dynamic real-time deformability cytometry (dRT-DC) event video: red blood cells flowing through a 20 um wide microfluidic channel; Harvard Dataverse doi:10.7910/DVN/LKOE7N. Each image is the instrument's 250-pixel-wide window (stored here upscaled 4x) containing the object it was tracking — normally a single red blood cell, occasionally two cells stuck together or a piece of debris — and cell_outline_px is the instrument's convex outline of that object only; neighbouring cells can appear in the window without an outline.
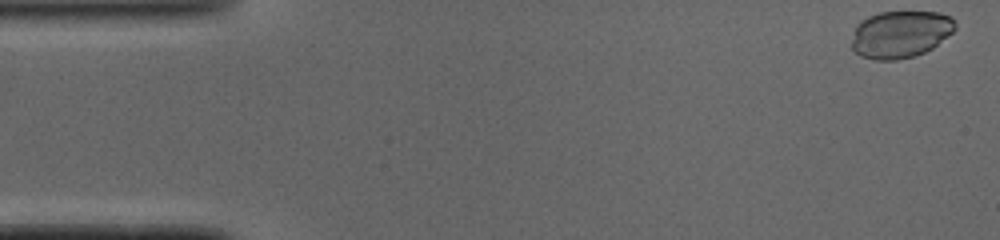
{"species": "common noctule bat (a hibernating species)", "species_latin": "Nyctalus noctula", "temperature_condition": "cold", "stored_images_in_passage": 48, "camera_frame_rate_fps": 3000, "um_per_image_px": 0.085, "animal": {"sex": "male", "body_mass_g": 19.0, "forearm_length_mm": 50.8}, "frame": {"image": 1, "passage_image": 1, "time_ms": 0.0, "image_size_px": [1000, 240], "cell_outline_px": [[956, 28], [952, 32], [932, 48], [924, 52], [912, 56], [896, 60], [876, 60], [860, 56], [852, 48], [852, 40], [856, 28], [868, 16], [880, 12], [940, 12], [952, 16], [956, 20]], "centroid_in_image_um": [76.57, 2.9], "position_along_channel_um": 8.4, "area_um2": 28.26}}